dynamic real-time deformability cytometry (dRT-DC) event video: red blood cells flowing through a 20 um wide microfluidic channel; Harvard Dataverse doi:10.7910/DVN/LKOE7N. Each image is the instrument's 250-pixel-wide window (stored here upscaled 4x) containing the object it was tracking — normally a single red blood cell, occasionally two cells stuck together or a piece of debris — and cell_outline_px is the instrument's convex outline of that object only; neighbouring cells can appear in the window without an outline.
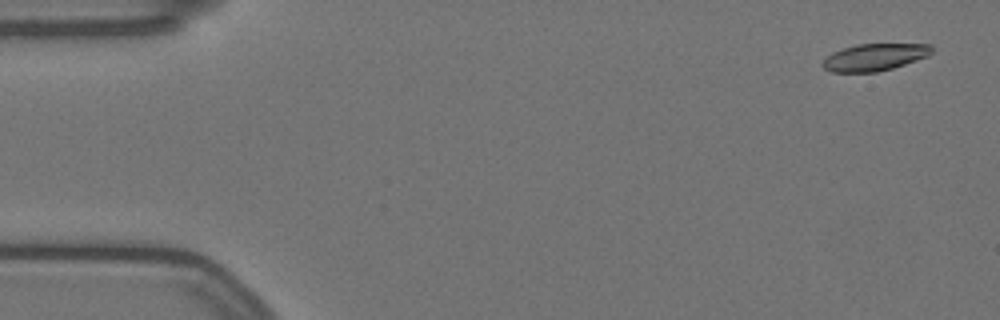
{"species": "Egyptian fruit bat (a non-hibernating species)", "species_latin": "Rousettus aegyptiacus", "temperature_condition": "warm", "stored_images_in_passage": 58, "camera_frame_rate_fps": 3000, "um_per_image_px": 0.085, "animal": {"sex": "female"}, "frame": {"image": 1, "passage_image": 3, "time_ms": 0.667, "image_size_px": [1000, 320], "cell_outline_px": [[932, 52], [928, 56], [892, 68], [876, 72], [832, 72], [824, 68], [820, 64], [832, 52], [856, 44], [932, 44]], "centroid_in_image_um": [74.33, 4.86], "position_along_channel_um": 10.7, "area_um2": 17.11}}
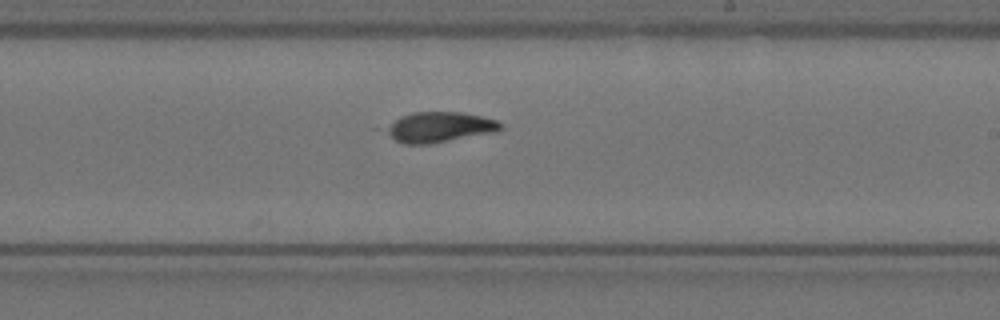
{"frame": {"image": 2, "passage_image": 34, "time_ms": 11.0, "image_size_px": [1000, 320], "cell_outline_px": [[504, 128], [496, 132], [428, 144], [404, 144], [396, 140], [384, 132], [384, 128], [400, 116], [412, 112], [464, 112], [496, 120], [504, 124]], "centroid_in_image_um": [37.36, 10.8], "position_along_channel_um": 251.6, "area_um2": 20.35}}
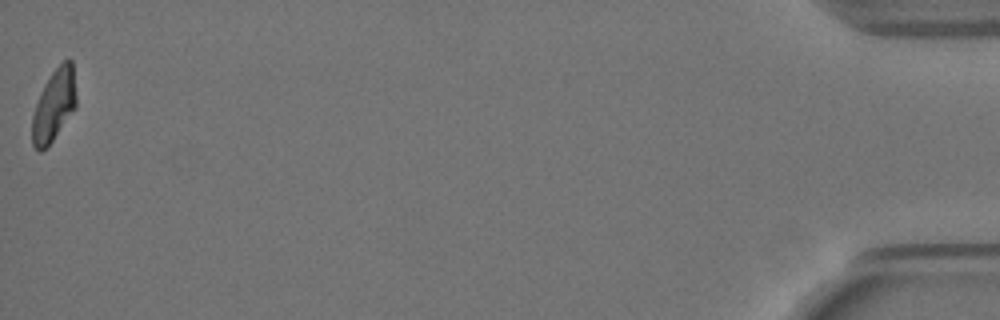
{"frame": {"image": 3, "passage_image": 58, "time_ms": 19.0, "image_size_px": [1000, 320], "cell_outline_px": [[76, 108], [52, 140], [40, 152], [32, 144], [32, 116], [40, 92], [44, 84], [52, 72], [64, 60], [72, 60], [76, 96]], "centroid_in_image_um": [4.59, 8.93], "position_along_channel_um": 430.6, "area_um2": 18.21}, "authors_computed_cell_mechanics": {"area_um2": 19.363, "velocity_mm_per_s": 3.5016, "shape_relaxation_time_tau1_ms": 3.6812, "shape_relaxation_time_tau2_ms": 2.8943, "deformation_change_tau1": 0.1559, "deformation_change_tau2": 0.0479}}